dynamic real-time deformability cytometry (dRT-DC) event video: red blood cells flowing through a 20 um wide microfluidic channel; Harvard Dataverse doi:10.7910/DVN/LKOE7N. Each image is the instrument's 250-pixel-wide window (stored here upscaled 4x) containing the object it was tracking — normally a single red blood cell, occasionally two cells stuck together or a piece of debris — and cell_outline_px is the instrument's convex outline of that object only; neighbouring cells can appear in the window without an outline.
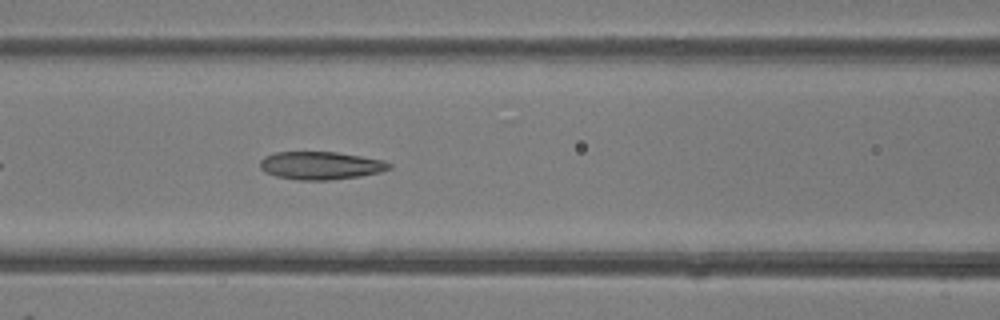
{"species": "common noctule bat (a hibernating species)", "species_latin": "Nyctalus noctula", "temperature_condition": "room temperature", "stored_images_in_passage": 34, "camera_frame_rate_fps": 3000, "um_per_image_px": 0.085, "animal": {"sex": "female"}, "frame": {"image": 1, "passage_image": 8, "time_ms": 2.333, "image_size_px": [1000, 320], "cell_outline_px": [[392, 168], [380, 172], [360, 176], [328, 180], [296, 180], [276, 176], [264, 172], [260, 168], [260, 160], [264, 156], [276, 152], [336, 152], [384, 160], [392, 164]], "centroid_in_image_um": [27.25, 14.07], "position_along_channel_um": 139.4, "area_um2": 21.1}}
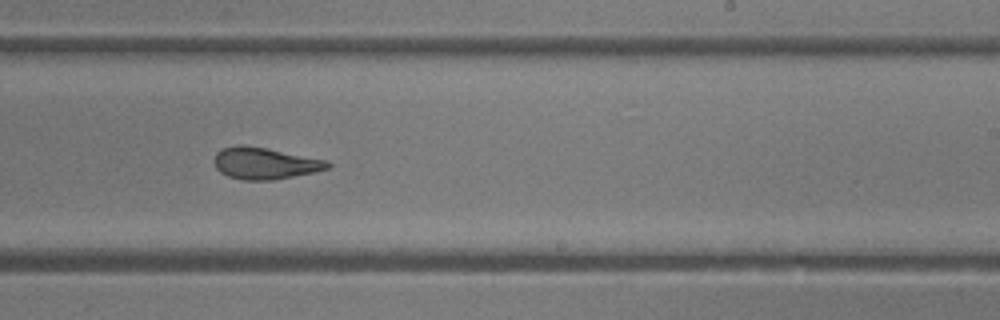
{"frame": {"image": 2, "passage_image": 17, "time_ms": 5.333, "image_size_px": [1000, 320], "cell_outline_px": [[332, 164], [328, 168], [312, 172], [272, 180], [244, 180], [228, 176], [220, 172], [216, 168], [212, 160], [216, 152], [224, 148], [236, 144], [240, 144], [264, 148], [328, 160]], "centroid_in_image_um": [22.46, 13.87], "position_along_channel_um": 266.5, "area_um2": 20.81}}
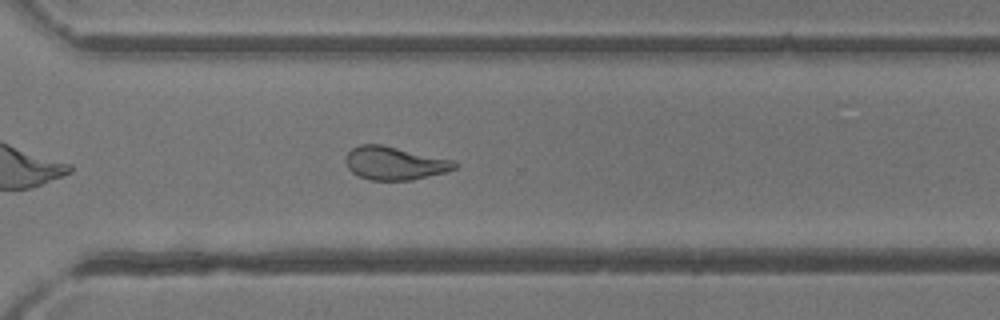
{"frame": {"image": 3, "passage_image": 22, "time_ms": 7.0, "image_size_px": [1000, 320], "cell_outline_px": [[460, 164], [456, 168], [444, 172], [412, 180], [368, 180], [352, 172], [348, 168], [344, 160], [344, 156], [352, 148], [360, 144], [380, 144], [456, 160]], "centroid_in_image_um": [33.55, 13.86], "position_along_channel_um": 337.1, "area_um2": 21.27}, "authors_computed_cell_mechanics": {"area_um2": 21.5305, "velocity_mm_per_s": 4.2495, "shape_relaxation_time_tau1_ms": 6.0852, "shape_relaxation_time_tau2_ms": 1.8246, "deformation_change_tau1": 0.1743, "deformation_change_tau2": 0.093}}